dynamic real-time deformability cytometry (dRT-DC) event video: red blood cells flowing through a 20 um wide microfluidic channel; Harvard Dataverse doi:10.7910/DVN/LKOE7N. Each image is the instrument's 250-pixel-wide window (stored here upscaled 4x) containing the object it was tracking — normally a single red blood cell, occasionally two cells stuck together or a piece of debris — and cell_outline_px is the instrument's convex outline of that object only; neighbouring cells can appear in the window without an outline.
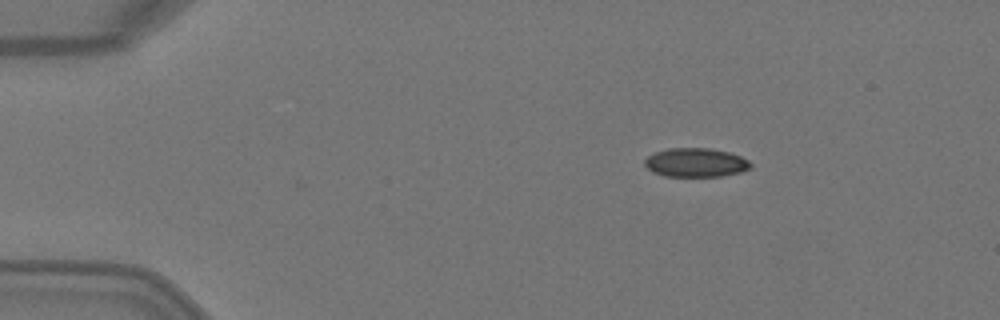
{"species": "Egyptian fruit bat (a non-hibernating species)", "species_latin": "Rousettus aegyptiacus", "temperature_condition": "warm", "stored_images_in_passage": 3, "camera_frame_rate_fps": 3000, "um_per_image_px": 0.085, "animal": {"sex": "female"}, "frame": {"image": 1, "passage_image": 1, "time_ms": 0.0, "image_size_px": [1000, 320], "cell_outline_px": [[752, 168], [740, 172], [720, 176], [664, 176], [652, 172], [644, 164], [644, 160], [648, 156], [656, 152], [668, 148], [708, 148], [728, 152], [740, 156], [748, 160], [752, 164]], "centroid_in_image_um": [59.14, 13.82], "position_along_channel_um": 25.9, "area_um2": 17.8}}